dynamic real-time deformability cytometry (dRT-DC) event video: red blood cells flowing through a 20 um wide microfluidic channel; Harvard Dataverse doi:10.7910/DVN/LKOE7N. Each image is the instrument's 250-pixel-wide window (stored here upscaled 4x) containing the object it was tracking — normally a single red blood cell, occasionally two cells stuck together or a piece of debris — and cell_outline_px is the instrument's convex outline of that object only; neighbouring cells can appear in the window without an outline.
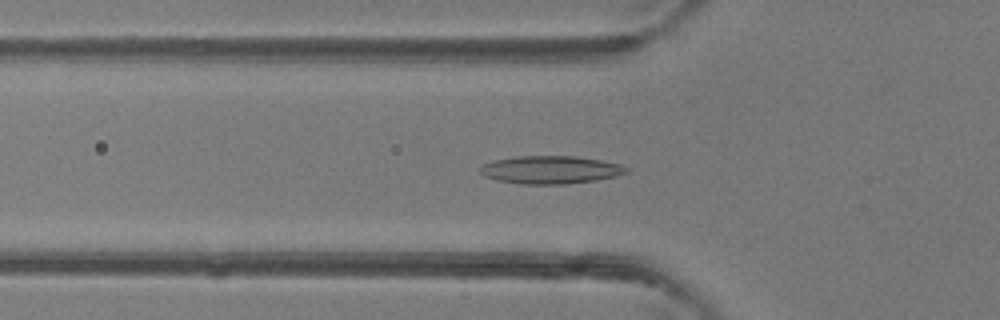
{"species": "common noctule bat (a hibernating species)", "species_latin": "Nyctalus noctula", "temperature_condition": "room temperature", "stored_images_in_passage": 47, "camera_frame_rate_fps": 3000, "um_per_image_px": 0.085, "animal": {"sex": "female"}, "frame": {"image": 1, "passage_image": 15, "time_ms": 4.667, "image_size_px": [1000, 320], "cell_outline_px": [[628, 172], [616, 176], [596, 180], [564, 184], [520, 184], [496, 180], [484, 176], [480, 172], [480, 164], [492, 160], [516, 156], [576, 156], [600, 160], [620, 164], [628, 168]], "centroid_in_image_um": [46.75, 14.43], "position_along_channel_um": 79.1, "area_um2": 23.93}}
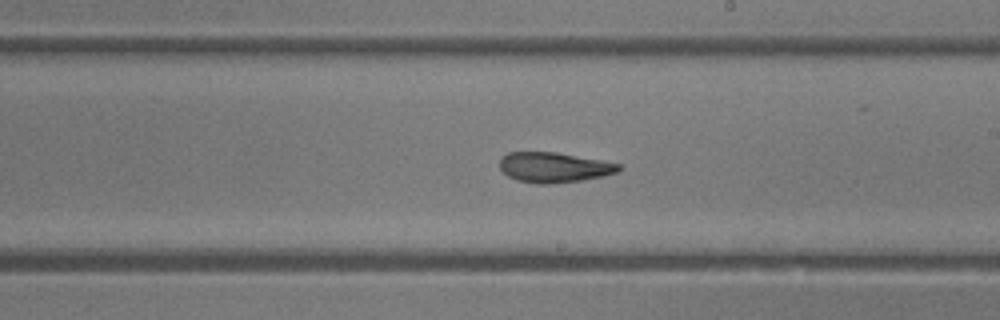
{"frame": {"image": 2, "passage_image": 26, "time_ms": 8.333, "image_size_px": [1000, 320], "cell_outline_px": [[624, 168], [616, 172], [604, 176], [580, 180], [544, 184], [540, 184], [516, 180], [508, 176], [500, 168], [500, 160], [508, 152], [556, 152], [600, 160], [620, 164]], "centroid_in_image_um": [47.1, 14.22], "position_along_channel_um": 241.9, "area_um2": 20.69}}
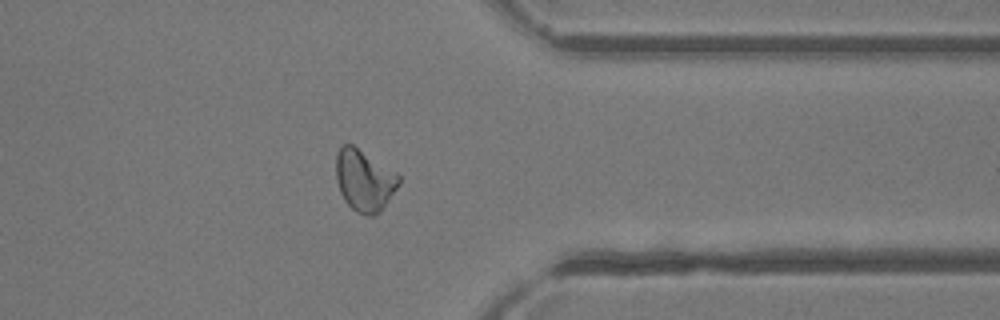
{"frame": {"image": 3, "passage_image": 36, "time_ms": 11.667, "image_size_px": [1000, 320], "cell_outline_px": [[400, 184], [380, 212], [376, 216], [368, 216], [356, 212], [344, 200], [340, 192], [336, 180], [336, 152], [344, 144], [352, 144], [396, 172], [400, 176]], "centroid_in_image_um": [30.96, 15.34], "position_along_channel_um": 380.4, "area_um2": 22.6}, "authors_computed_cell_mechanics": {"area_um2": 22.6576, "velocity_mm_per_s": 4.4201, "shape_relaxation_time_tau1_ms": null, "shape_relaxation_time_tau2_ms": 1.116, "deformation_change_tau1": null, "deformation_change_tau2": 0.0897}}